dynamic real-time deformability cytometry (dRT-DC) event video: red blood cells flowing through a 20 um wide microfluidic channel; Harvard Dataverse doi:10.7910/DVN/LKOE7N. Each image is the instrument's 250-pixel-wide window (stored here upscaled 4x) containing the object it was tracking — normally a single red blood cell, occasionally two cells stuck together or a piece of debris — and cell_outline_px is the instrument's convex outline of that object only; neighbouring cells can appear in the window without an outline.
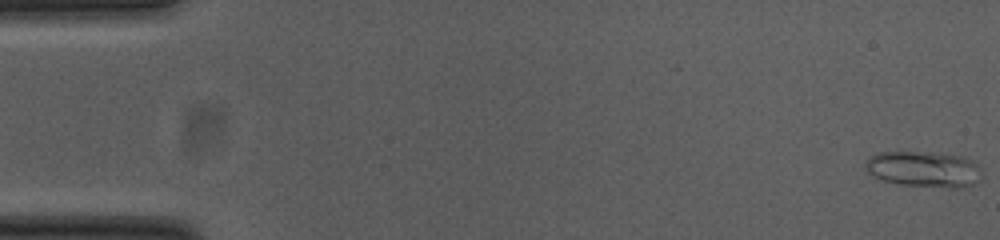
{"species": "common noctule bat (a hibernating species)", "species_latin": "Nyctalus noctula", "temperature_condition": "cold", "stored_images_in_passage": 53, "camera_frame_rate_fps": 3000, "um_per_image_px": 0.085, "animal": {"sex": "female", "body_mass_g": 23.0, "forearm_length_mm": 53.4}, "frame": {"image": 1, "passage_image": 1, "time_ms": 0.0, "image_size_px": [1000, 240], "cell_outline_px": [[980, 180], [972, 184], [960, 188], [952, 188], [900, 184], [884, 180], [872, 176], [864, 168], [864, 164], [868, 156], [880, 152], [932, 152], [964, 156], [972, 160], [980, 168]], "centroid_in_image_um": [78.51, 14.37], "position_along_channel_um": 6.5, "area_um2": 24.51}}
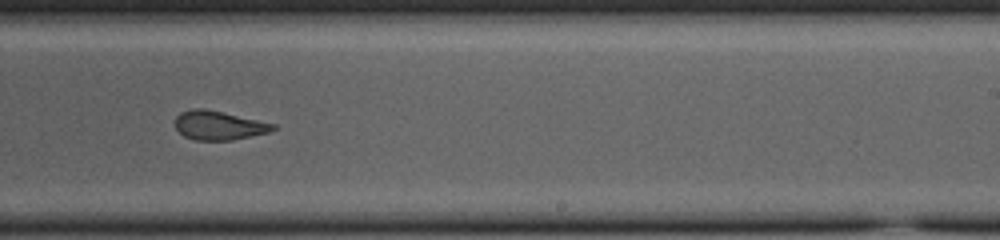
{"frame": {"image": 2, "passage_image": 33, "time_ms": 10.667, "image_size_px": [1000, 240], "cell_outline_px": [[276, 128], [268, 132], [232, 140], [196, 140], [184, 136], [176, 128], [176, 116], [180, 112], [192, 108], [204, 108], [276, 124]], "centroid_in_image_um": [18.57, 10.65], "position_along_channel_um": 270.4, "area_um2": 16.36}}
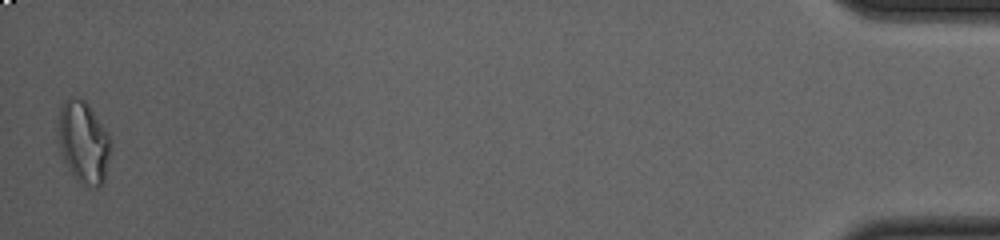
{"frame": {"image": 3, "passage_image": 53, "time_ms": 17.333, "image_size_px": [1000, 240], "cell_outline_px": [[112, 148], [104, 180], [96, 188], [92, 188], [76, 180], [68, 168], [60, 152], [56, 128], [60, 108], [64, 100], [68, 96], [72, 96], [84, 100], [88, 104], [108, 132], [112, 144]], "centroid_in_image_um": [7.08, 12.07], "position_along_channel_um": 428.1, "area_um2": 25.66}, "authors_computed_cell_mechanics": {"area_um2": 18.4382, "velocity_mm_per_s": 3.8006, "shape_relaxation_time_tau1_ms": null, "shape_relaxation_time_tau2_ms": 2.1976, "deformation_change_tau1": null, "deformation_change_tau2": 0.0877}}